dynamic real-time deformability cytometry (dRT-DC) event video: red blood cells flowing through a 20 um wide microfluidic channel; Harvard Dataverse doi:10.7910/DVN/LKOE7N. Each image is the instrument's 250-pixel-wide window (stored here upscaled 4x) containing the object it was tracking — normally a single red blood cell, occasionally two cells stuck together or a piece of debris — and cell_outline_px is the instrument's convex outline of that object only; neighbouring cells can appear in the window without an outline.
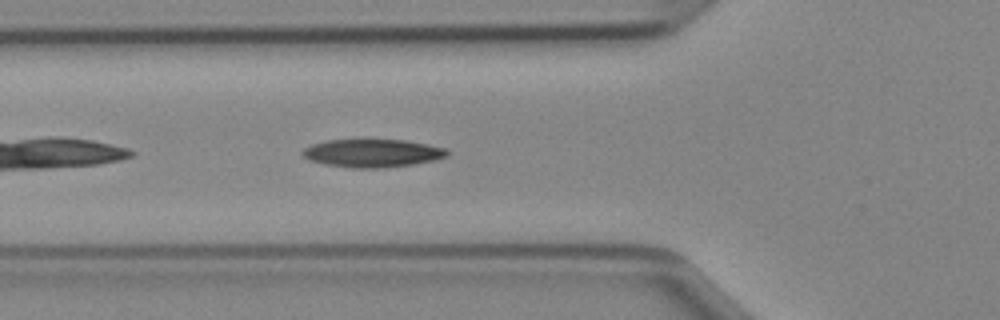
{"species": "Egyptian fruit bat (a non-hibernating species)", "species_latin": "Rousettus aegyptiacus", "temperature_condition": "cold", "stored_images_in_passage": 13, "camera_frame_rate_fps": 3000, "um_per_image_px": 0.085, "animal": {"sex": "female"}, "frame": {"image": 1, "passage_image": 4, "time_ms": 1.0, "image_size_px": [1000, 320], "cell_outline_px": [[448, 156], [432, 160], [412, 164], [384, 168], [352, 168], [324, 164], [308, 160], [300, 152], [304, 148], [312, 144], [328, 140], [404, 140], [428, 144], [448, 148]], "centroid_in_image_um": [31.64, 13.02], "position_along_channel_um": 94.2, "area_um2": 23.64}}